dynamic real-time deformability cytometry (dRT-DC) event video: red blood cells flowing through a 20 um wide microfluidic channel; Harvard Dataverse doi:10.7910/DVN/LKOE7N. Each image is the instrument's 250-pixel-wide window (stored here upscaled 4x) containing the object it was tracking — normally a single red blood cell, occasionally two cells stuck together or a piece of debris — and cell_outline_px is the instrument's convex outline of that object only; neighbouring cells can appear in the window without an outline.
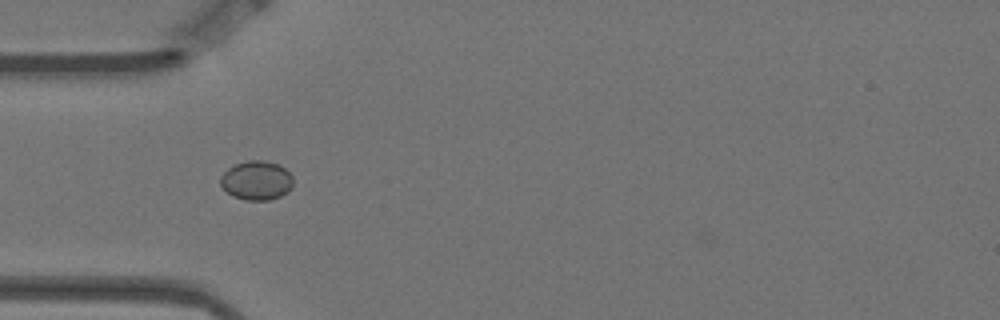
{"species": "Egyptian fruit bat (a non-hibernating species)", "species_latin": "Rousettus aegyptiacus", "temperature_condition": "warm", "stored_images_in_passage": 10, "camera_frame_rate_fps": 3000, "um_per_image_px": 0.085, "animal": {"sex": "female"}, "frame": {"image": 1, "passage_image": 4, "time_ms": 1.0, "image_size_px": [1000, 320], "cell_outline_px": [[292, 188], [288, 192], [280, 196], [268, 200], [244, 200], [232, 196], [220, 184], [220, 176], [228, 168], [236, 164], [248, 160], [264, 160], [280, 164], [292, 176]], "centroid_in_image_um": [21.81, 15.33], "position_along_channel_um": 63.2, "area_um2": 16.65}}
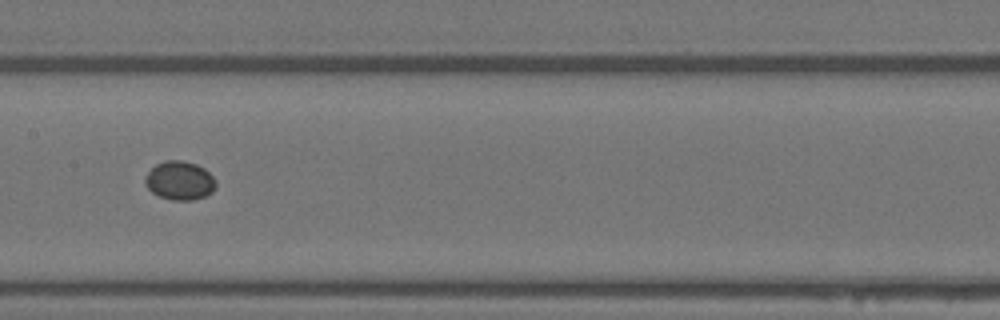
{"frame": {"image": 2, "passage_image": 7, "time_ms": 2.0, "image_size_px": [1000, 320], "cell_outline_px": [[216, 184], [212, 192], [204, 196], [192, 200], [172, 200], [160, 196], [152, 192], [144, 184], [144, 176], [156, 164], [164, 160], [180, 160], [196, 164], [204, 168], [216, 180]], "centroid_in_image_um": [15.25, 15.34], "position_along_channel_um": 192.1, "area_um2": 15.95}}
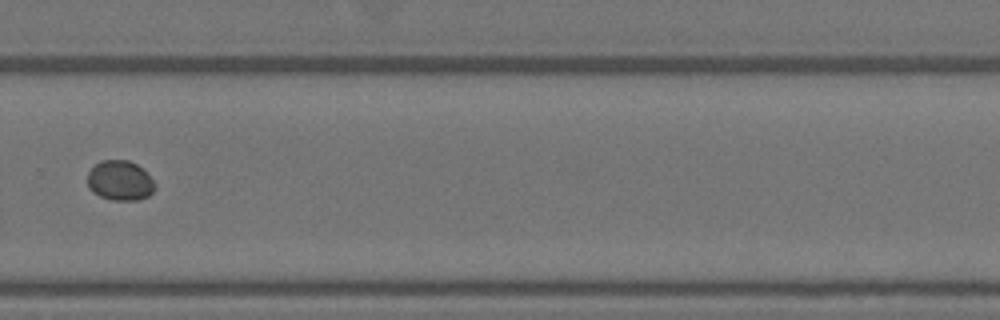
{"frame": {"image": 3, "passage_image": 10, "time_ms": 3.0, "image_size_px": [1000, 320], "cell_outline_px": [[156, 184], [152, 192], [148, 196], [136, 200], [112, 200], [100, 196], [92, 192], [88, 188], [88, 172], [100, 160], [128, 160], [136, 164]], "centroid_in_image_um": [10.16, 15.35], "position_along_channel_um": 319.6, "area_um2": 15.49}}